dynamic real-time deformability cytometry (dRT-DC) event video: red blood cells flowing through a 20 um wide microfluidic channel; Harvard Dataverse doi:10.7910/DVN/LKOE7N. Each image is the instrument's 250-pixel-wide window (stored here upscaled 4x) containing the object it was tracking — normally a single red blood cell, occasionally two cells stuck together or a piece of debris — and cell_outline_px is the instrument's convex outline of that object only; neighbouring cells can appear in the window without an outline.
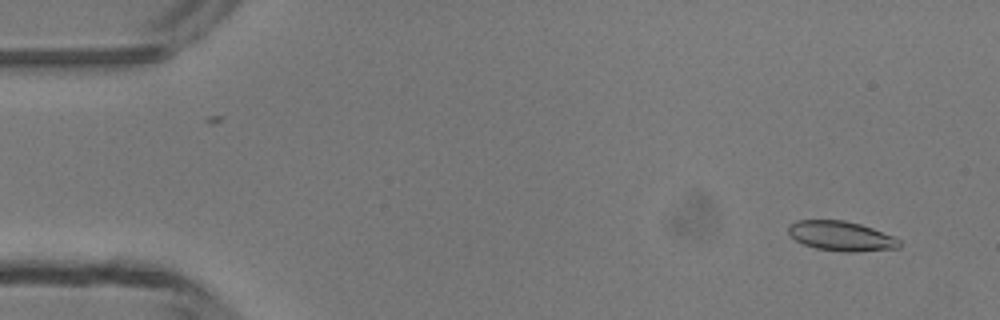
{"species": "common noctule bat (a hibernating species)", "species_latin": "Nyctalus noctula", "temperature_condition": "room temperature", "stored_images_in_passage": 5, "camera_frame_rate_fps": 3000, "um_per_image_px": 0.085, "animal": {"sex": "male", "body_mass_g": 13.3}, "frame": {"image": 1, "passage_image": 2, "time_ms": 1.0, "image_size_px": [1000, 320], "cell_outline_px": [[900, 248], [856, 252], [844, 252], [816, 248], [804, 244], [796, 240], [788, 232], [788, 224], [796, 220], [844, 220], [860, 224], [872, 228], [892, 236], [900, 240]], "centroid_in_image_um": [71.49, 20.06], "position_along_channel_um": 13.5, "area_um2": 19.19}}
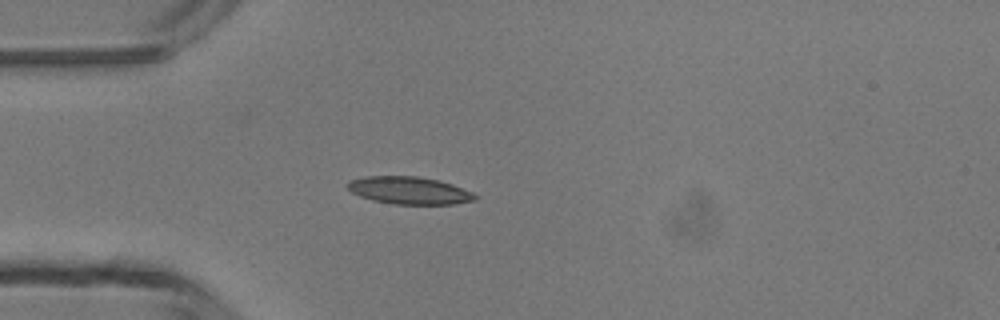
{"frame": {"image": 2, "passage_image": 5, "time_ms": 4.333, "image_size_px": [1000, 320], "cell_outline_px": [[476, 200], [452, 204], [392, 204], [372, 200], [360, 196], [352, 192], [348, 188], [348, 180], [364, 176], [416, 176], [436, 180], [452, 184], [472, 192], [476, 196]], "centroid_in_image_um": [34.76, 16.19], "position_along_channel_um": 50.2, "area_um2": 20.29}}